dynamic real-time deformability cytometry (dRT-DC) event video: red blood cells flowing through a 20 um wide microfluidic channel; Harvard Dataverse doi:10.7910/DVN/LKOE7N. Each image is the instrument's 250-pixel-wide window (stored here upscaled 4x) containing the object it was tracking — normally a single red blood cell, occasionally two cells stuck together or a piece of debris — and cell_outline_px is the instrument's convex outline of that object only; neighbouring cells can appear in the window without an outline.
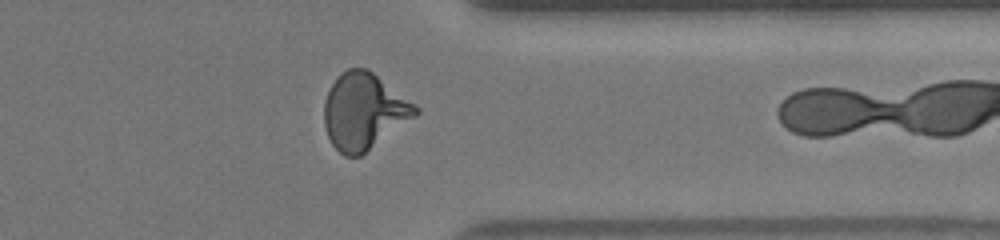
{"species": "human", "species_latin": "Homo sapiens", "temperature_condition": "warm", "stored_images_in_passage": 39, "camera_frame_rate_fps": 3000, "um_per_image_px": 0.085, "donor": {"sex": "female"}, "frame": {"image": 1, "passage_image": 38, "time_ms": 12.333, "image_size_px": [1000, 240], "cell_outline_px": [[420, 112], [416, 116], [360, 156], [344, 156], [332, 144], [328, 136], [324, 124], [324, 100], [336, 76], [340, 72], [348, 68], [368, 68], [420, 108]], "centroid_in_image_um": [30.92, 9.44], "position_along_channel_um": 380.5, "area_um2": 40.46}}